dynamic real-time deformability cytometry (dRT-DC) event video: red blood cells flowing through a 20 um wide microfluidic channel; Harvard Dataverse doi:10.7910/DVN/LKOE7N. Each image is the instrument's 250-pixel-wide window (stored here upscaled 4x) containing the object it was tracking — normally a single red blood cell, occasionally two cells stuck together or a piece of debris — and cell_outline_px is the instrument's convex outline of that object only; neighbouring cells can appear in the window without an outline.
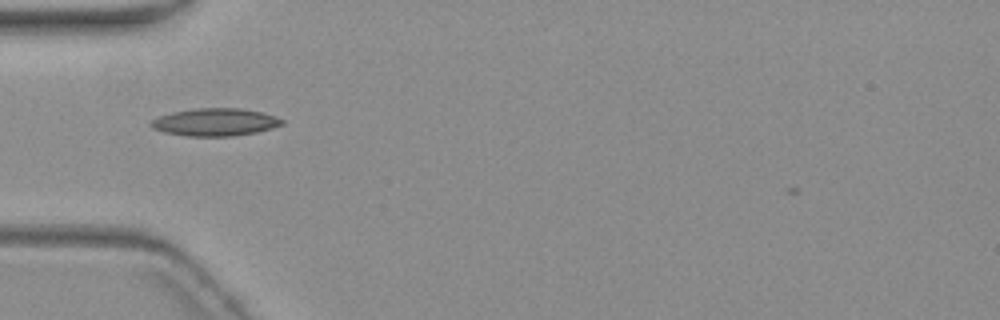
{"species": "common noctule bat (a hibernating species)", "species_latin": "Nyctalus noctula", "temperature_condition": "warm", "stored_images_in_passage": 1, "camera_frame_rate_fps": 3000, "um_per_image_px": 0.085, "animal": {"sex": "female", "body_mass_g": 19.3, "forearm_length_mm": 54.1}, "frame": {"image": 1, "passage_image": 1, "time_ms": 0.0, "image_size_px": [1000, 320], "cell_outline_px": [[284, 124], [272, 128], [256, 132], [232, 136], [188, 136], [164, 132], [152, 128], [148, 124], [152, 120], [160, 116], [172, 112], [196, 108], [240, 108], [260, 112], [276, 116], [284, 120]], "centroid_in_image_um": [18.29, 10.38], "position_along_channel_um": 66.7, "area_um2": 21.04}}